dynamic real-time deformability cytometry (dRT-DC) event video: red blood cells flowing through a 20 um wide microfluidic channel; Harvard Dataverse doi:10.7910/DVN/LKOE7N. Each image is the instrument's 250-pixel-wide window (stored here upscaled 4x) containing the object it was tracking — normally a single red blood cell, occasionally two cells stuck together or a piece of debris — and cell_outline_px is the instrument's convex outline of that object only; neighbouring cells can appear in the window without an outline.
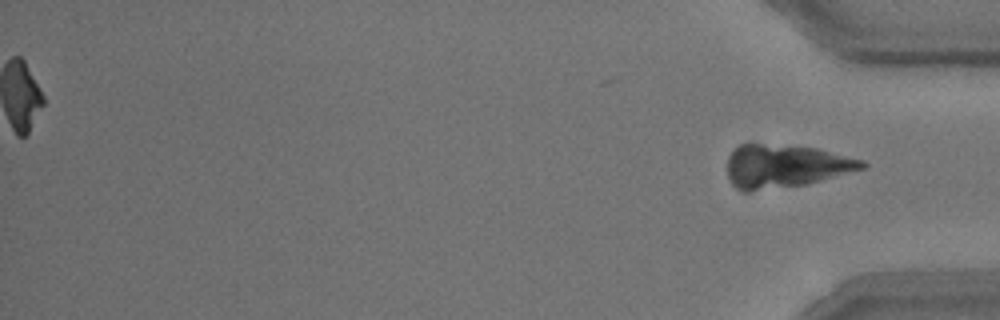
{"species": "common noctule bat (a hibernating species)", "species_latin": "Nyctalus noctula", "temperature_condition": "room temperature", "stored_images_in_passage": 14, "segment_of_instrument_passage": [2, 2], "camera_frame_rate_fps": 3000, "um_per_image_px": 0.085, "animal": {"sex": "male", "body_mass_g": 15.6}, "frame": {"image": 1, "passage_image": 14, "time_ms": 17.333, "image_size_px": [1000, 320], "cell_outline_px": [[868, 164], [864, 168], [808, 184], [748, 192], [744, 192], [736, 188], [732, 184], [728, 176], [728, 156], [740, 144], [748, 140], [752, 140], [816, 148], [864, 160]], "centroid_in_image_um": [66.69, 14.08], "position_along_channel_um": 368.5, "area_um2": 34.68}}